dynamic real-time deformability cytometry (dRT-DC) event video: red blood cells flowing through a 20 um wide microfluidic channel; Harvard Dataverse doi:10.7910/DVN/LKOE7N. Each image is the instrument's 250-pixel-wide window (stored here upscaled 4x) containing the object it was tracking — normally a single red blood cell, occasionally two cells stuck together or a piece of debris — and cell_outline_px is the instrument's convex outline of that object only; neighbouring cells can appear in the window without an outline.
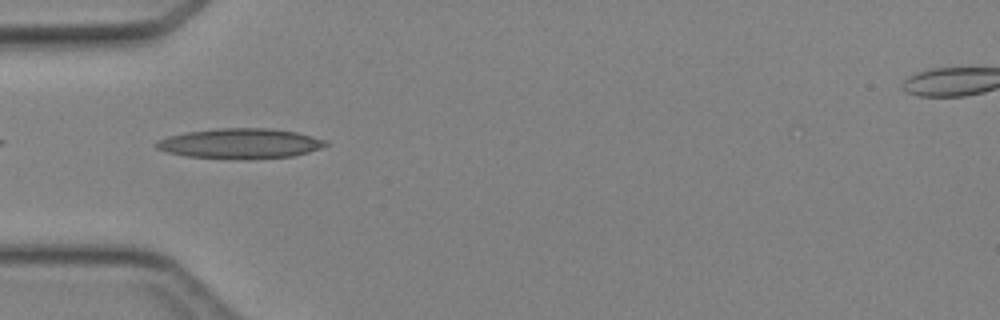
{"species": "Egyptian fruit bat (a non-hibernating species)", "species_latin": "Rousettus aegyptiacus", "temperature_condition": "cold", "stored_images_in_passage": 33, "camera_frame_rate_fps": 3000, "um_per_image_px": 0.085, "animal": {"sex": "female"}, "frame": {"image": 1, "passage_image": 2, "time_ms": 0.333, "image_size_px": [1000, 320], "cell_outline_px": [[332, 144], [308, 152], [292, 156], [248, 160], [184, 156], [168, 152], [156, 148], [152, 144], [156, 140], [168, 136], [184, 132], [212, 128], [272, 128], [296, 132], [312, 136], [324, 140]], "centroid_in_image_um": [20.38, 12.2], "position_along_channel_um": 64.6, "area_um2": 30.23}}
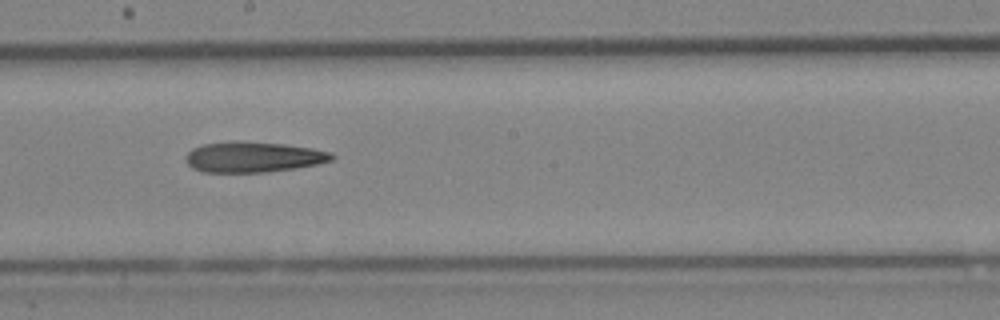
{"frame": {"image": 2, "passage_image": 13, "time_ms": 4.0, "image_size_px": [1000, 320], "cell_outline_px": [[336, 156], [332, 160], [316, 164], [296, 168], [268, 172], [200, 172], [192, 168], [188, 164], [184, 156], [192, 148], [204, 144], [236, 140], [284, 144], [312, 148], [332, 152]], "centroid_in_image_um": [21.51, 13.34], "position_along_channel_um": 226.7, "area_um2": 26.24}}
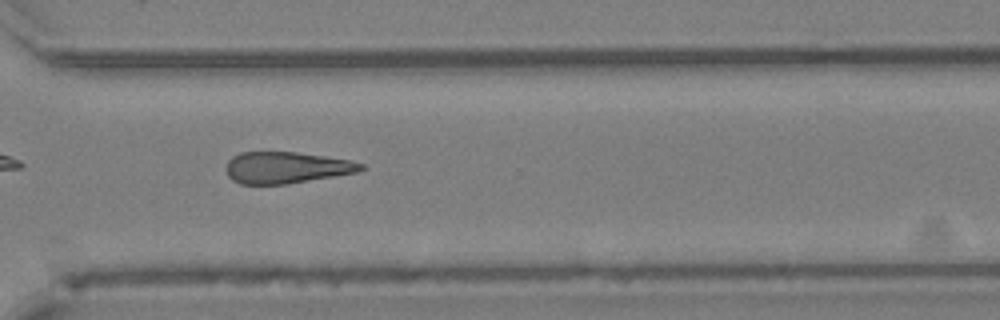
{"frame": {"image": 3, "passage_image": 21, "time_ms": 6.667, "image_size_px": [1000, 320], "cell_outline_px": [[364, 168], [356, 172], [288, 184], [240, 184], [232, 180], [228, 176], [224, 168], [228, 160], [232, 156], [240, 152], [296, 152], [352, 160], [364, 164]], "centroid_in_image_um": [24.29, 14.24], "position_along_channel_um": 346.3, "area_um2": 24.85}}